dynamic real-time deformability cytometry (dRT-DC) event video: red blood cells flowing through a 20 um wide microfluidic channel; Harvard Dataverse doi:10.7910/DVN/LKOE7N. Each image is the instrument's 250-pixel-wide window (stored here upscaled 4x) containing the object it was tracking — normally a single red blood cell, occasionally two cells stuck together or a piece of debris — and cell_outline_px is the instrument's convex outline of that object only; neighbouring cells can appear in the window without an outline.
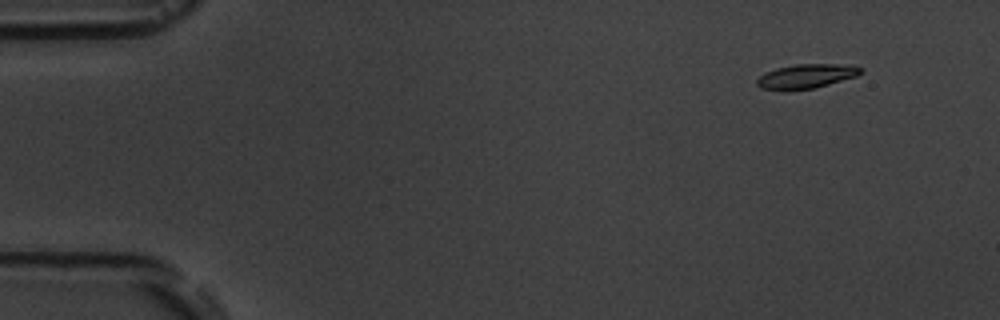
{"species": "common noctule bat (a hibernating species)", "species_latin": "Nyctalus noctula", "temperature_condition": "room temperature", "stored_images_in_passage": 15, "camera_frame_rate_fps": 3000, "um_per_image_px": 0.085, "animal": {"sex": "male", "body_mass_g": 19.5, "forearm_length_mm": 54.6}, "frame": {"image": 1, "passage_image": 2, "time_ms": 1.0, "image_size_px": [1000, 320], "cell_outline_px": [[864, 68], [856, 76], [828, 84], [812, 88], [788, 92], [784, 92], [760, 88], [756, 84], [756, 80], [764, 72], [776, 68], [796, 64], [836, 64]], "centroid_in_image_um": [68.42, 6.51], "position_along_channel_um": 16.6, "area_um2": 14.8}}
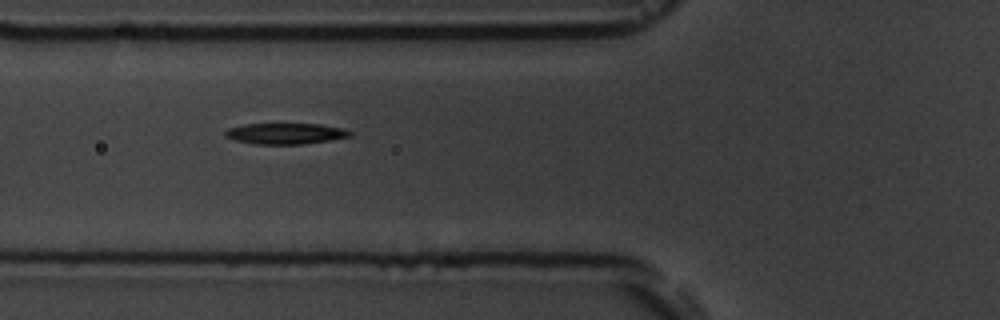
{"frame": {"image": 2, "passage_image": 6, "time_ms": 6.333, "image_size_px": [1000, 320], "cell_outline_px": [[352, 136], [332, 140], [304, 144], [256, 144], [236, 140], [224, 136], [224, 132], [228, 128], [244, 124], [320, 124], [344, 128], [352, 132]], "centroid_in_image_um": [24.3, 11.35], "position_along_channel_um": 101.5, "area_um2": 15.32}}
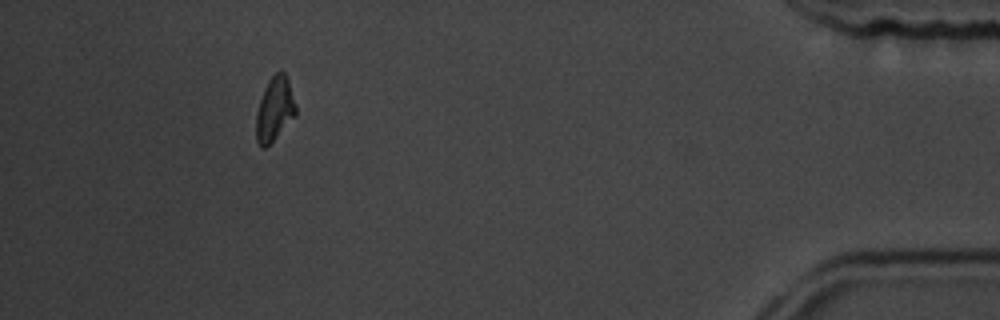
{"frame": {"image": 3, "passage_image": 14, "time_ms": 16.667, "image_size_px": [1000, 320], "cell_outline_px": [[296, 116], [264, 148], [260, 148], [256, 140], [256, 112], [264, 88], [268, 80], [276, 72], [284, 72], [288, 80], [296, 108]], "centroid_in_image_um": [23.32, 9.28], "position_along_channel_um": 411.9, "area_um2": 14.57}, "authors_computed_cell_mechanics": {"area_um2": 15.1436, "velocity_mm_per_s": 3.5923, "shape_relaxation_time_tau1_ms": 2.5993, "shape_relaxation_time_tau2_ms": null, "deformation_change_tau1": 0.1146, "deformation_change_tau2": null}}